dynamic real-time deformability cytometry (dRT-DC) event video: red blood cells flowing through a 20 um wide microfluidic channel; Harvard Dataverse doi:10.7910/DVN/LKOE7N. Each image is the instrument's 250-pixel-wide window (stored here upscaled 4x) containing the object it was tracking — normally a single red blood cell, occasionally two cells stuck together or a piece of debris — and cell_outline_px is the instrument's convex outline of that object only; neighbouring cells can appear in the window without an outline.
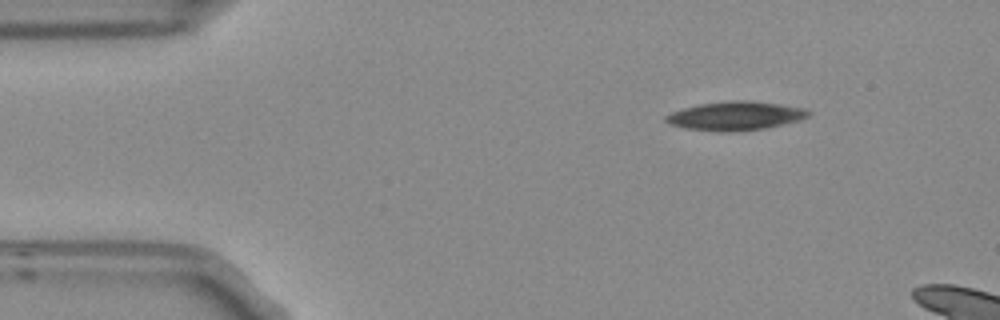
{"species": "Egyptian fruit bat (a non-hibernating species)", "species_latin": "Rousettus aegyptiacus", "temperature_condition": "room temperature", "stored_images_in_passage": 3, "camera_frame_rate_fps": 3000, "um_per_image_px": 0.085, "frame": {"image": 1, "passage_image": 1, "time_ms": 0.0, "image_size_px": [1000, 320], "cell_outline_px": [[808, 116], [796, 120], [764, 128], [728, 132], [720, 132], [688, 128], [672, 124], [664, 120], [664, 116], [672, 112], [684, 108], [700, 104], [728, 100], [752, 100], [780, 104], [804, 108], [808, 112]], "centroid_in_image_um": [62.47, 9.83], "position_along_channel_um": 22.5, "area_um2": 23.47}}